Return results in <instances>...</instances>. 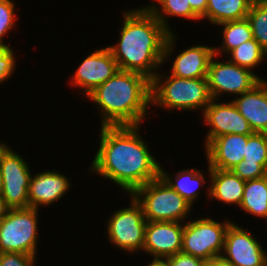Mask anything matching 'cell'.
<instances>
[{"mask_svg":"<svg viewBox=\"0 0 267 266\" xmlns=\"http://www.w3.org/2000/svg\"><path fill=\"white\" fill-rule=\"evenodd\" d=\"M101 127L100 147L92 171L112 180L129 194L159 177L160 165L138 134L139 126Z\"/></svg>","mask_w":267,"mask_h":266,"instance_id":"1","label":"cell"},{"mask_svg":"<svg viewBox=\"0 0 267 266\" xmlns=\"http://www.w3.org/2000/svg\"><path fill=\"white\" fill-rule=\"evenodd\" d=\"M120 41L108 49L121 71L136 72L152 80L155 67L173 50L175 36L146 7L124 12Z\"/></svg>","mask_w":267,"mask_h":266,"instance_id":"2","label":"cell"},{"mask_svg":"<svg viewBox=\"0 0 267 266\" xmlns=\"http://www.w3.org/2000/svg\"><path fill=\"white\" fill-rule=\"evenodd\" d=\"M88 98L99 105L102 126H140L151 103V80L136 72L119 70Z\"/></svg>","mask_w":267,"mask_h":266,"instance_id":"3","label":"cell"},{"mask_svg":"<svg viewBox=\"0 0 267 266\" xmlns=\"http://www.w3.org/2000/svg\"><path fill=\"white\" fill-rule=\"evenodd\" d=\"M162 75H155L151 80V103L167 109L205 108L212 98L207 78L186 79L169 75L161 84Z\"/></svg>","mask_w":267,"mask_h":266,"instance_id":"4","label":"cell"},{"mask_svg":"<svg viewBox=\"0 0 267 266\" xmlns=\"http://www.w3.org/2000/svg\"><path fill=\"white\" fill-rule=\"evenodd\" d=\"M131 196L141 205L144 217L149 222H180L192 207L160 176L136 189Z\"/></svg>","mask_w":267,"mask_h":266,"instance_id":"5","label":"cell"},{"mask_svg":"<svg viewBox=\"0 0 267 266\" xmlns=\"http://www.w3.org/2000/svg\"><path fill=\"white\" fill-rule=\"evenodd\" d=\"M37 209H9L0 221V253L15 252L36 256Z\"/></svg>","mask_w":267,"mask_h":266,"instance_id":"6","label":"cell"},{"mask_svg":"<svg viewBox=\"0 0 267 266\" xmlns=\"http://www.w3.org/2000/svg\"><path fill=\"white\" fill-rule=\"evenodd\" d=\"M232 222L218 223L210 218H203L184 224L181 252L208 260L221 256L224 249L225 235Z\"/></svg>","mask_w":267,"mask_h":266,"instance_id":"7","label":"cell"},{"mask_svg":"<svg viewBox=\"0 0 267 266\" xmlns=\"http://www.w3.org/2000/svg\"><path fill=\"white\" fill-rule=\"evenodd\" d=\"M132 197V206L114 212L108 221L107 232L110 241L124 251L143 250L145 227L141 205Z\"/></svg>","mask_w":267,"mask_h":266,"instance_id":"8","label":"cell"},{"mask_svg":"<svg viewBox=\"0 0 267 266\" xmlns=\"http://www.w3.org/2000/svg\"><path fill=\"white\" fill-rule=\"evenodd\" d=\"M1 196L9 209L29 207L31 173L24 159L10 148L3 155L1 164Z\"/></svg>","mask_w":267,"mask_h":266,"instance_id":"9","label":"cell"},{"mask_svg":"<svg viewBox=\"0 0 267 266\" xmlns=\"http://www.w3.org/2000/svg\"><path fill=\"white\" fill-rule=\"evenodd\" d=\"M213 60L212 57L206 77L212 99L218 100L217 96L223 92L241 95L263 80L251 70L233 64L230 60L227 63Z\"/></svg>","mask_w":267,"mask_h":266,"instance_id":"10","label":"cell"},{"mask_svg":"<svg viewBox=\"0 0 267 266\" xmlns=\"http://www.w3.org/2000/svg\"><path fill=\"white\" fill-rule=\"evenodd\" d=\"M225 260L234 266H267V254L255 238L243 228L231 223L226 231Z\"/></svg>","mask_w":267,"mask_h":266,"instance_id":"11","label":"cell"},{"mask_svg":"<svg viewBox=\"0 0 267 266\" xmlns=\"http://www.w3.org/2000/svg\"><path fill=\"white\" fill-rule=\"evenodd\" d=\"M203 115L205 123L211 126L207 134L205 147L214 138L226 134L252 135L254 133L246 118L239 113L232 101L221 104L215 103V99H212L205 108Z\"/></svg>","mask_w":267,"mask_h":266,"instance_id":"12","label":"cell"},{"mask_svg":"<svg viewBox=\"0 0 267 266\" xmlns=\"http://www.w3.org/2000/svg\"><path fill=\"white\" fill-rule=\"evenodd\" d=\"M119 70L118 63L108 47L102 48L84 59L76 70L72 83L75 86L82 87L85 90V95L88 96Z\"/></svg>","mask_w":267,"mask_h":266,"instance_id":"13","label":"cell"},{"mask_svg":"<svg viewBox=\"0 0 267 266\" xmlns=\"http://www.w3.org/2000/svg\"><path fill=\"white\" fill-rule=\"evenodd\" d=\"M172 221H147L143 250L154 258H167L181 252L184 225Z\"/></svg>","mask_w":267,"mask_h":266,"instance_id":"14","label":"cell"},{"mask_svg":"<svg viewBox=\"0 0 267 266\" xmlns=\"http://www.w3.org/2000/svg\"><path fill=\"white\" fill-rule=\"evenodd\" d=\"M249 136L226 134L214 138L205 147L209 166L216 169L231 170L243 160Z\"/></svg>","mask_w":267,"mask_h":266,"instance_id":"15","label":"cell"},{"mask_svg":"<svg viewBox=\"0 0 267 266\" xmlns=\"http://www.w3.org/2000/svg\"><path fill=\"white\" fill-rule=\"evenodd\" d=\"M67 177L59 172L45 171L30 178L28 195L29 207L38 210V206L50 205L59 200L69 189Z\"/></svg>","mask_w":267,"mask_h":266,"instance_id":"16","label":"cell"},{"mask_svg":"<svg viewBox=\"0 0 267 266\" xmlns=\"http://www.w3.org/2000/svg\"><path fill=\"white\" fill-rule=\"evenodd\" d=\"M232 102L248 121L254 133H267V82L262 80L253 89Z\"/></svg>","mask_w":267,"mask_h":266,"instance_id":"17","label":"cell"},{"mask_svg":"<svg viewBox=\"0 0 267 266\" xmlns=\"http://www.w3.org/2000/svg\"><path fill=\"white\" fill-rule=\"evenodd\" d=\"M220 52L217 48L208 46L190 47L177 55L171 75L186 79L206 78L211 58Z\"/></svg>","mask_w":267,"mask_h":266,"instance_id":"18","label":"cell"},{"mask_svg":"<svg viewBox=\"0 0 267 266\" xmlns=\"http://www.w3.org/2000/svg\"><path fill=\"white\" fill-rule=\"evenodd\" d=\"M211 187L209 198H216L224 203L237 204L240 206L245 187L242 180L232 170H222L209 166Z\"/></svg>","mask_w":267,"mask_h":266,"instance_id":"19","label":"cell"},{"mask_svg":"<svg viewBox=\"0 0 267 266\" xmlns=\"http://www.w3.org/2000/svg\"><path fill=\"white\" fill-rule=\"evenodd\" d=\"M254 0H208L205 15L213 24L247 18Z\"/></svg>","mask_w":267,"mask_h":266,"instance_id":"20","label":"cell"},{"mask_svg":"<svg viewBox=\"0 0 267 266\" xmlns=\"http://www.w3.org/2000/svg\"><path fill=\"white\" fill-rule=\"evenodd\" d=\"M244 211L267 218V175L245 181L240 206Z\"/></svg>","mask_w":267,"mask_h":266,"instance_id":"21","label":"cell"},{"mask_svg":"<svg viewBox=\"0 0 267 266\" xmlns=\"http://www.w3.org/2000/svg\"><path fill=\"white\" fill-rule=\"evenodd\" d=\"M159 176L192 206L194 199L198 196L197 187L203 186V182H206L202 172L193 168L178 172L176 174V182L170 179V176L161 169V166Z\"/></svg>","mask_w":267,"mask_h":266,"instance_id":"22","label":"cell"},{"mask_svg":"<svg viewBox=\"0 0 267 266\" xmlns=\"http://www.w3.org/2000/svg\"><path fill=\"white\" fill-rule=\"evenodd\" d=\"M223 25V45L221 49L227 53L253 38L250 22L247 18L220 23Z\"/></svg>","mask_w":267,"mask_h":266,"instance_id":"23","label":"cell"},{"mask_svg":"<svg viewBox=\"0 0 267 266\" xmlns=\"http://www.w3.org/2000/svg\"><path fill=\"white\" fill-rule=\"evenodd\" d=\"M161 5V10H158L156 5L148 6L147 8L151 13L157 18V20L164 26V28L169 32V26L165 19L166 15L179 16L187 19H200L191 9L188 0H156ZM163 14V15H162ZM165 14V15H164Z\"/></svg>","mask_w":267,"mask_h":266,"instance_id":"24","label":"cell"},{"mask_svg":"<svg viewBox=\"0 0 267 266\" xmlns=\"http://www.w3.org/2000/svg\"><path fill=\"white\" fill-rule=\"evenodd\" d=\"M247 19L251 25L253 38L267 53V0H254Z\"/></svg>","mask_w":267,"mask_h":266,"instance_id":"25","label":"cell"},{"mask_svg":"<svg viewBox=\"0 0 267 266\" xmlns=\"http://www.w3.org/2000/svg\"><path fill=\"white\" fill-rule=\"evenodd\" d=\"M232 58L230 61L240 67L251 68L257 66L267 53L261 48L260 44L254 39H250L247 42H243L230 52Z\"/></svg>","mask_w":267,"mask_h":266,"instance_id":"26","label":"cell"},{"mask_svg":"<svg viewBox=\"0 0 267 266\" xmlns=\"http://www.w3.org/2000/svg\"><path fill=\"white\" fill-rule=\"evenodd\" d=\"M244 163H259L267 171V133H253L248 137Z\"/></svg>","mask_w":267,"mask_h":266,"instance_id":"27","label":"cell"},{"mask_svg":"<svg viewBox=\"0 0 267 266\" xmlns=\"http://www.w3.org/2000/svg\"><path fill=\"white\" fill-rule=\"evenodd\" d=\"M14 6L10 0H0V45L2 46H8L2 43V37L15 25Z\"/></svg>","mask_w":267,"mask_h":266,"instance_id":"28","label":"cell"},{"mask_svg":"<svg viewBox=\"0 0 267 266\" xmlns=\"http://www.w3.org/2000/svg\"><path fill=\"white\" fill-rule=\"evenodd\" d=\"M231 170L245 181L258 179L267 175V171L259 163H244V159Z\"/></svg>","mask_w":267,"mask_h":266,"instance_id":"29","label":"cell"},{"mask_svg":"<svg viewBox=\"0 0 267 266\" xmlns=\"http://www.w3.org/2000/svg\"><path fill=\"white\" fill-rule=\"evenodd\" d=\"M9 46L0 45V82L6 81L15 68V57Z\"/></svg>","mask_w":267,"mask_h":266,"instance_id":"30","label":"cell"},{"mask_svg":"<svg viewBox=\"0 0 267 266\" xmlns=\"http://www.w3.org/2000/svg\"><path fill=\"white\" fill-rule=\"evenodd\" d=\"M35 256L30 254L7 252L0 253V266H33Z\"/></svg>","mask_w":267,"mask_h":266,"instance_id":"31","label":"cell"},{"mask_svg":"<svg viewBox=\"0 0 267 266\" xmlns=\"http://www.w3.org/2000/svg\"><path fill=\"white\" fill-rule=\"evenodd\" d=\"M168 266H203L205 260L194 257L184 252H179L175 255L166 258Z\"/></svg>","mask_w":267,"mask_h":266,"instance_id":"32","label":"cell"},{"mask_svg":"<svg viewBox=\"0 0 267 266\" xmlns=\"http://www.w3.org/2000/svg\"><path fill=\"white\" fill-rule=\"evenodd\" d=\"M208 0H188V3L191 6L192 11L201 19L207 8Z\"/></svg>","mask_w":267,"mask_h":266,"instance_id":"33","label":"cell"},{"mask_svg":"<svg viewBox=\"0 0 267 266\" xmlns=\"http://www.w3.org/2000/svg\"><path fill=\"white\" fill-rule=\"evenodd\" d=\"M203 266H234L222 256L205 260Z\"/></svg>","mask_w":267,"mask_h":266,"instance_id":"34","label":"cell"},{"mask_svg":"<svg viewBox=\"0 0 267 266\" xmlns=\"http://www.w3.org/2000/svg\"><path fill=\"white\" fill-rule=\"evenodd\" d=\"M8 210H9V208L7 207L4 199L2 198V196L0 194V221L7 214Z\"/></svg>","mask_w":267,"mask_h":266,"instance_id":"35","label":"cell"},{"mask_svg":"<svg viewBox=\"0 0 267 266\" xmlns=\"http://www.w3.org/2000/svg\"><path fill=\"white\" fill-rule=\"evenodd\" d=\"M147 266H168V262L166 258L164 260L162 258H154Z\"/></svg>","mask_w":267,"mask_h":266,"instance_id":"36","label":"cell"},{"mask_svg":"<svg viewBox=\"0 0 267 266\" xmlns=\"http://www.w3.org/2000/svg\"><path fill=\"white\" fill-rule=\"evenodd\" d=\"M9 149V147L4 144V143H0V164H1V160L3 155L6 153V151Z\"/></svg>","mask_w":267,"mask_h":266,"instance_id":"37","label":"cell"},{"mask_svg":"<svg viewBox=\"0 0 267 266\" xmlns=\"http://www.w3.org/2000/svg\"><path fill=\"white\" fill-rule=\"evenodd\" d=\"M1 190H2V177H1V169H0V193H1Z\"/></svg>","mask_w":267,"mask_h":266,"instance_id":"38","label":"cell"}]
</instances>
